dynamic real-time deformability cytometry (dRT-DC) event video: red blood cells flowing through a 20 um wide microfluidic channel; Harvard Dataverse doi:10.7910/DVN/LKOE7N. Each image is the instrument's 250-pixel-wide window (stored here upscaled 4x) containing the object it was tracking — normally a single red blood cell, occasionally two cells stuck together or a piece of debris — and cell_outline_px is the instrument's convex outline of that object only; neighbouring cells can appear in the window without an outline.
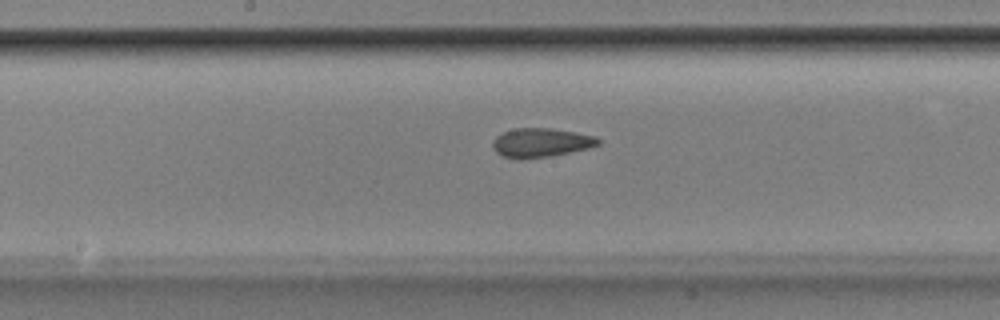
{"species": "Egyptian fruit bat (a non-hibernating species)", "species_latin": "Rousettus aegyptiacus", "temperature_condition": "room temperature", "stored_images_in_passage": 44, "camera_frame_rate_fps": 3000, "um_per_image_px": 0.085, "animal": {"sex": "male"}, "frame": {"image": 1, "passage_image": 19, "time_ms": 6.0, "image_size_px": [1000, 320], "cell_outline_px": [[600, 144], [588, 148], [548, 156], [520, 160], [504, 156], [496, 152], [492, 148], [492, 140], [496, 136], [512, 128], [552, 128], [576, 132], [596, 136], [600, 140]], "centroid_in_image_um": [45.95, 12.12], "position_along_channel_um": 202.3, "area_um2": 17.92}}
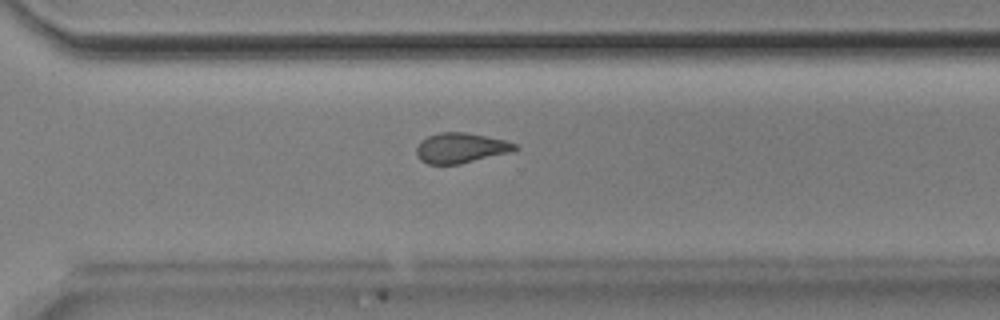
{"frame": {"image": 2, "passage_image": 29, "time_ms": 9.333, "image_size_px": [1000, 320], "cell_outline_px": [[516, 148], [512, 152], [460, 164], [428, 164], [420, 160], [416, 156], [416, 148], [420, 140], [428, 136], [440, 132], [464, 132], [504, 140], [516, 144]], "centroid_in_image_um": [39.12, 12.58], "position_along_channel_um": 331.5, "area_um2": 17.28}}
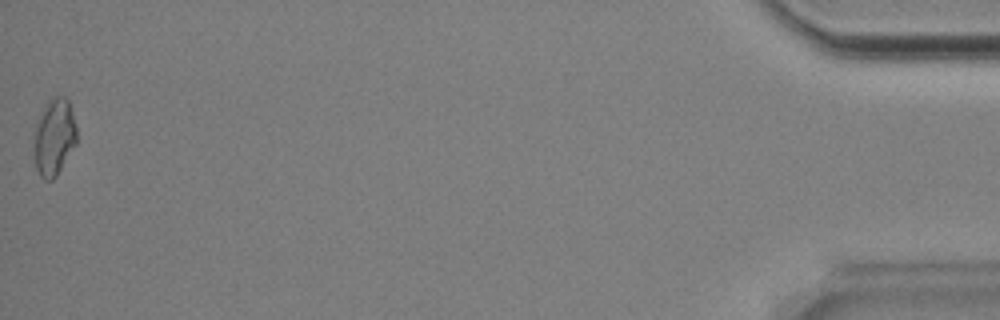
{"frame": {"image": 3, "passage_image": 44, "time_ms": 14.333, "image_size_px": [1000, 320], "cell_outline_px": [[76, 144], [56, 176], [52, 180], [44, 180], [40, 176], [36, 168], [36, 128], [40, 116], [48, 100], [56, 96], [64, 96], [68, 100], [72, 112], [76, 128]], "centroid_in_image_um": [4.64, 11.66], "position_along_channel_um": 430.6, "area_um2": 18.44}, "authors_computed_cell_mechanics": {"area_um2": 17.7157, "velocity_mm_per_s": 3.8937, "shape_relaxation_time_tau1_ms": 5.0125, "shape_relaxation_time_tau2_ms": 2.0809, "deformation_change_tau1": 0.1412, "deformation_change_tau2": 0.0954}}